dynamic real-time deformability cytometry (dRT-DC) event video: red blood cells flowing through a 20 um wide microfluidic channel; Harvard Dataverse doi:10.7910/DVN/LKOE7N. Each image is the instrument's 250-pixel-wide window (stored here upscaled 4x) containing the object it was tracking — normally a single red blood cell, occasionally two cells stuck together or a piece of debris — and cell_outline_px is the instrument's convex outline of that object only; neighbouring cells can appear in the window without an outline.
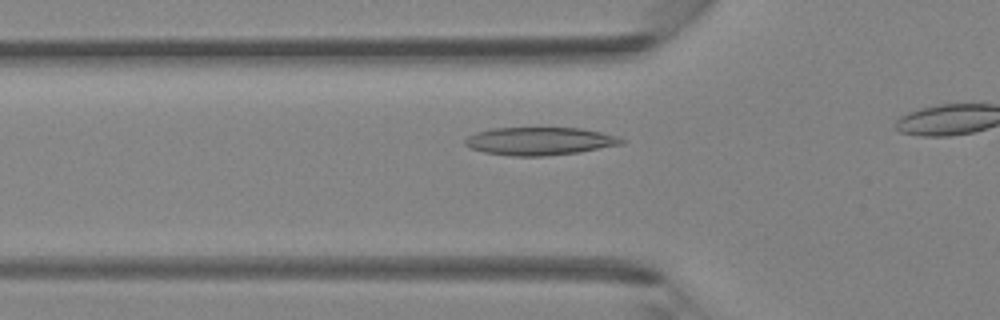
{"species": "Egyptian fruit bat (a non-hibernating species)", "species_latin": "Rousettus aegyptiacus", "temperature_condition": "room temperature", "stored_images_in_passage": 15, "camera_frame_rate_fps": 3000, "um_per_image_px": 0.085, "animal": {"sex": "female"}, "frame": {"image": 1, "passage_image": 11, "time_ms": 3.333, "image_size_px": [1000, 320], "cell_outline_px": [[628, 140], [624, 144], [576, 152], [544, 156], [512, 156], [484, 152], [472, 148], [464, 144], [464, 140], [468, 136], [476, 132], [492, 128], [580, 128], [620, 136]], "centroid_in_image_um": [45.9, 11.99], "position_along_channel_um": 79.9, "area_um2": 25.43}}